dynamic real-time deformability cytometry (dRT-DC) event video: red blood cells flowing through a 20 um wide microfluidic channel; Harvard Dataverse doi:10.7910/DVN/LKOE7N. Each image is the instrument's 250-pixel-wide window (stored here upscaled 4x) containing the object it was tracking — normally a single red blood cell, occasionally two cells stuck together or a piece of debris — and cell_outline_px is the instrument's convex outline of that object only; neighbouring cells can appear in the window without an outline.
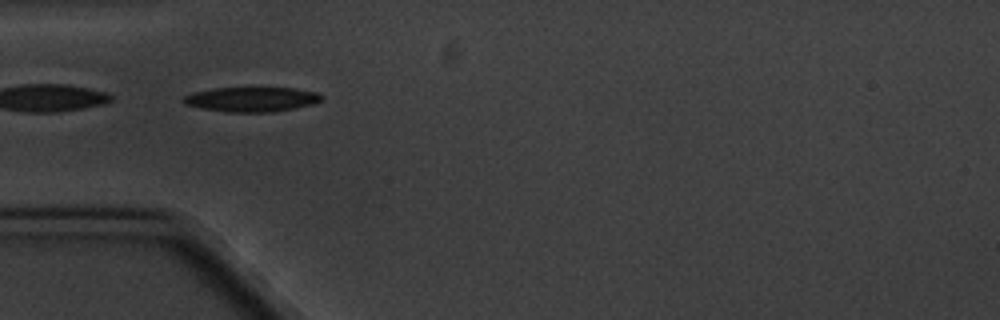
{"species": "common noctule bat (a hibernating species)", "species_latin": "Nyctalus noctula", "temperature_condition": "cold", "stored_images_in_passage": 7, "camera_frame_rate_fps": 3000, "um_per_image_px": 0.085, "animal": {"sex": "male", "body_mass_g": 20.1, "forearm_length_mm": 53.5}, "frame": {"image": 1, "passage_image": 2, "time_ms": 2.0, "image_size_px": [1000, 320], "cell_outline_px": [[324, 96], [320, 100], [312, 104], [272, 112], [228, 112], [204, 108], [184, 104], [180, 100], [184, 96], [192, 92], [212, 88], [292, 88], [316, 92]], "centroid_in_image_um": [21.34, 8.43], "position_along_channel_um": 63.7, "area_um2": 19.71}}